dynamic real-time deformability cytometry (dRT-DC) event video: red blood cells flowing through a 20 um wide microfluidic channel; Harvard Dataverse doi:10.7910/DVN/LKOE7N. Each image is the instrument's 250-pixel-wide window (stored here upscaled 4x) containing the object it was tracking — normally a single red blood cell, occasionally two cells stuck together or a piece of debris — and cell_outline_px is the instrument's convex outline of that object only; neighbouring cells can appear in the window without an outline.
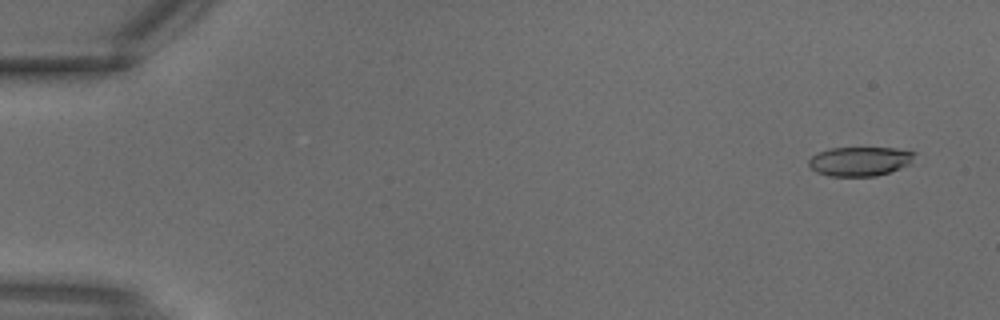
{"species": "common noctule bat (a hibernating species)", "species_latin": "Nyctalus noctula", "temperature_condition": "warm", "stored_images_in_passage": 2, "camera_frame_rate_fps": 3000, "um_per_image_px": 0.085, "animal": {"sex": "male", "body_mass_g": 18.8}, "frame": {"image": 1, "passage_image": 2, "time_ms": 0.333, "image_size_px": [1000, 320], "cell_outline_px": [[916, 152], [912, 164], [876, 176], [828, 176], [816, 172], [808, 164], [808, 160], [812, 156], [820, 152], [832, 148], [896, 148]], "centroid_in_image_um": [73.12, 13.71], "position_along_channel_um": 11.9, "area_um2": 18.03}}